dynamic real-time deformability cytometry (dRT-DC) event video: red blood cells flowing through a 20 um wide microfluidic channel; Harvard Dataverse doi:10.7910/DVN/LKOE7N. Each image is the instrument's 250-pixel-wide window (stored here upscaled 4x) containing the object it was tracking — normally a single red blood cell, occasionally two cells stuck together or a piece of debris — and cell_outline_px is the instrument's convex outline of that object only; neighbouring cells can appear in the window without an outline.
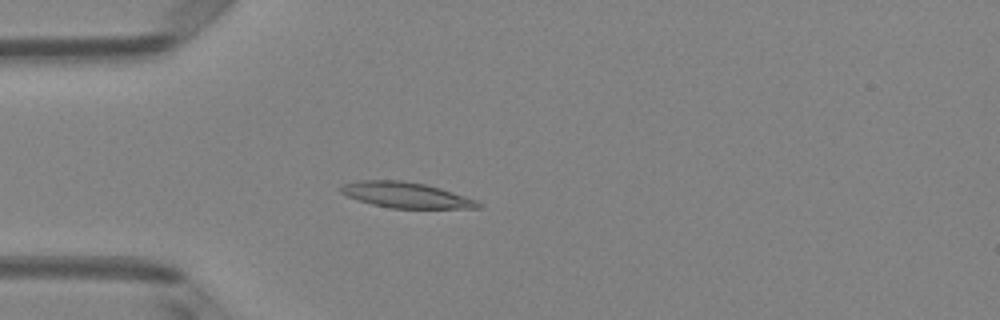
{"species": "Egyptian fruit bat (a non-hibernating species)", "species_latin": "Rousettus aegyptiacus", "temperature_condition": "room temperature", "stored_images_in_passage": 4, "camera_frame_rate_fps": 3000, "um_per_image_px": 0.085, "animal": {"sex": "female"}, "frame": {"image": 1, "passage_image": 4, "time_ms": 1.0, "image_size_px": [1000, 320], "cell_outline_px": [[484, 204], [480, 208], [392, 208], [372, 204], [348, 196], [340, 192], [340, 188], [344, 184], [360, 180], [400, 180], [424, 184], [440, 188], [476, 200]], "centroid_in_image_um": [34.53, 16.58], "position_along_channel_um": 50.5, "area_um2": 20.23}}